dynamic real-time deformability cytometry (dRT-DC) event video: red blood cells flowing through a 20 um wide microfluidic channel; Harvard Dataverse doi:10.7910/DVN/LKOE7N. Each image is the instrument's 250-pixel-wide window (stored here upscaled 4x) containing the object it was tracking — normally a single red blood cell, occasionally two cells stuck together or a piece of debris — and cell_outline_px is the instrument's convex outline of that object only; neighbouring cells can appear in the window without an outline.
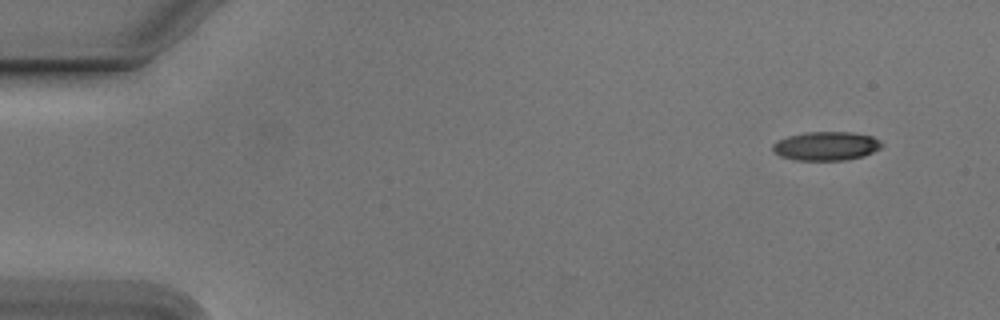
{"species": "Egyptian fruit bat (a non-hibernating species)", "species_latin": "Rousettus aegyptiacus", "temperature_condition": "cold", "stored_images_in_passage": 51, "camera_frame_rate_fps": 3000, "um_per_image_px": 0.085, "animal": {"sex": "male"}, "frame": {"image": 1, "passage_image": 1, "time_ms": 0.0, "image_size_px": [1000, 320], "cell_outline_px": [[884, 144], [880, 148], [864, 156], [848, 160], [796, 160], [780, 156], [772, 152], [772, 144], [788, 136], [808, 132], [852, 132], [872, 136], [880, 140]], "centroid_in_image_um": [70.24, 12.42], "position_along_channel_um": 14.8, "area_um2": 18.38}}
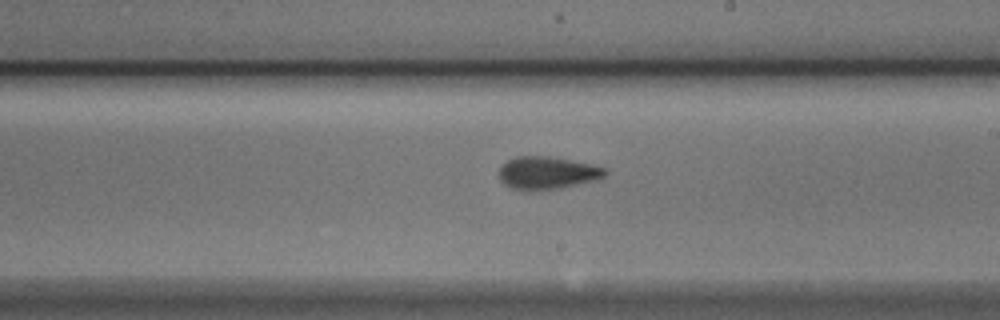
{"frame": {"image": 2, "passage_image": 28, "time_ms": 9.0, "image_size_px": [1000, 320], "cell_outline_px": [[608, 172], [604, 176], [596, 180], [560, 188], [528, 192], [524, 192], [508, 188], [500, 180], [500, 168], [508, 160], [516, 156], [548, 156], [592, 164], [608, 168]], "centroid_in_image_um": [46.51, 14.72], "position_along_channel_um": 242.5, "area_um2": 20.52}}
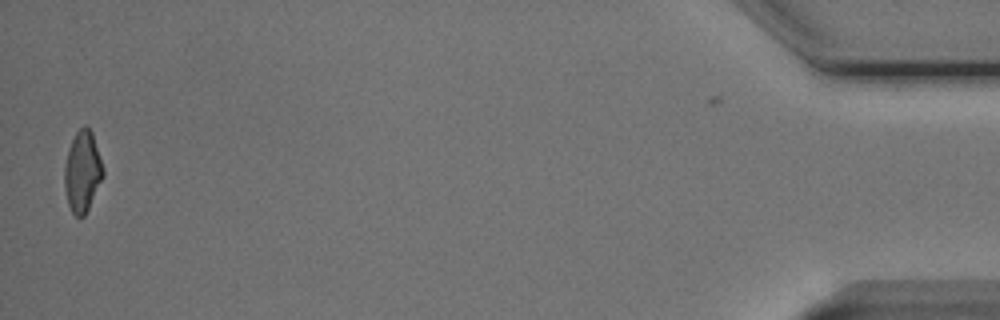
{"frame": {"image": 3, "passage_image": 50, "time_ms": 16.333, "image_size_px": [1000, 320], "cell_outline_px": [[104, 176], [84, 216], [76, 216], [72, 212], [68, 204], [64, 188], [64, 168], [68, 152], [72, 140], [76, 132], [84, 124], [92, 132], [104, 168]], "centroid_in_image_um": [7.01, 14.58], "position_along_channel_um": 428.2, "area_um2": 18.09}, "authors_computed_cell_mechanics": {"area_um2": 19.1896, "velocity_mm_per_s": 3.8053, "shape_relaxation_time_tau1_ms": 3.7484, "shape_relaxation_time_tau2_ms": 2.1026, "deformation_change_tau1": 0.155, "deformation_change_tau2": 0.1052}}